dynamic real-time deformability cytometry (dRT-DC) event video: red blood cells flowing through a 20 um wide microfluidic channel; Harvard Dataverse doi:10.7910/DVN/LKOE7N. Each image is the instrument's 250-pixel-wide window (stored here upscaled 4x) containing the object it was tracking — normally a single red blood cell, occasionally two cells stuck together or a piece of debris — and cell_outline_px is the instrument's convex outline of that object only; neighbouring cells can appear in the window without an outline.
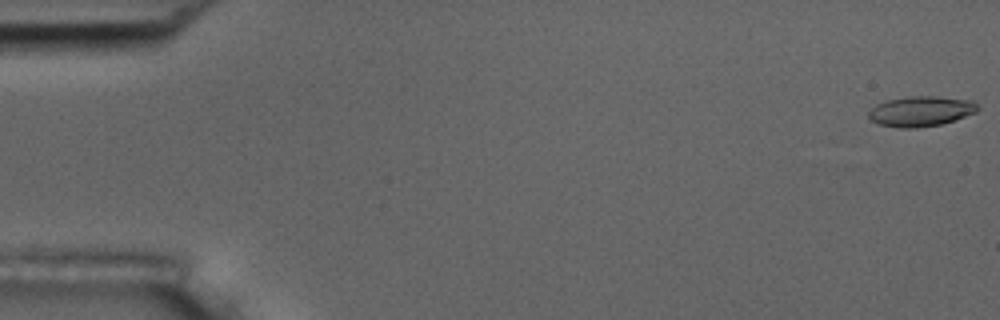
{"species": "common noctule bat (a hibernating species)", "species_latin": "Nyctalus noctula", "temperature_condition": "room temperature", "stored_images_in_passage": 55, "camera_frame_rate_fps": 3000, "um_per_image_px": 0.085, "animal": {"sex": "male", "body_mass_g": 17.5, "forearm_length_mm": 52.3}, "frame": {"image": 1, "passage_image": 1, "time_ms": 0.0, "image_size_px": [1000, 320], "cell_outline_px": [[980, 108], [976, 112], [940, 124], [916, 128], [900, 128], [880, 124], [872, 120], [868, 116], [868, 112], [876, 104], [888, 100], [908, 96], [940, 96], [972, 100]], "centroid_in_image_um": [78.27, 9.44], "position_along_channel_um": 6.7, "area_um2": 19.07}}
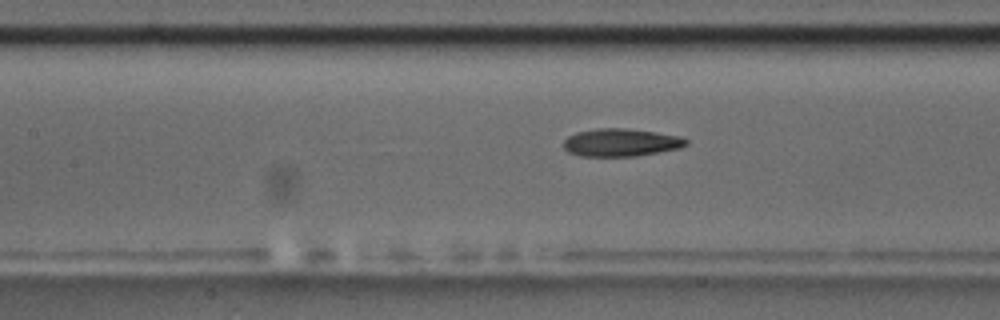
{"frame": {"image": 2, "passage_image": 25, "time_ms": 8.0, "image_size_px": [1000, 320], "cell_outline_px": [[688, 144], [680, 148], [636, 156], [580, 156], [568, 152], [564, 148], [564, 140], [568, 136], [576, 132], [596, 128], [624, 128], [656, 132], [680, 136], [688, 140]], "centroid_in_image_um": [52.77, 12.11], "position_along_channel_um": 154.6, "area_um2": 19.88}}
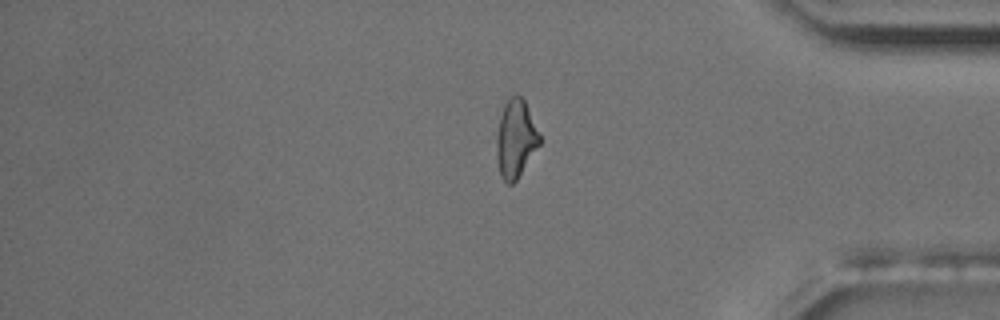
{"frame": {"image": 3, "passage_image": 46, "time_ms": 15.0, "image_size_px": [1000, 320], "cell_outline_px": [[540, 144], [516, 180], [512, 184], [508, 184], [500, 176], [496, 156], [496, 132], [500, 116], [504, 104], [516, 92], [524, 100], [540, 136]], "centroid_in_image_um": [43.8, 11.8], "position_along_channel_um": 391.4, "area_um2": 19.42}, "authors_computed_cell_mechanics": {"area_um2": 19.652, "velocity_mm_per_s": 3.7, "shape_relaxation_time_tau1_ms": 4.6608, "shape_relaxation_time_tau2_ms": 2.9849, "deformation_change_tau1": 0.1603, "deformation_change_tau2": 0.1125}}